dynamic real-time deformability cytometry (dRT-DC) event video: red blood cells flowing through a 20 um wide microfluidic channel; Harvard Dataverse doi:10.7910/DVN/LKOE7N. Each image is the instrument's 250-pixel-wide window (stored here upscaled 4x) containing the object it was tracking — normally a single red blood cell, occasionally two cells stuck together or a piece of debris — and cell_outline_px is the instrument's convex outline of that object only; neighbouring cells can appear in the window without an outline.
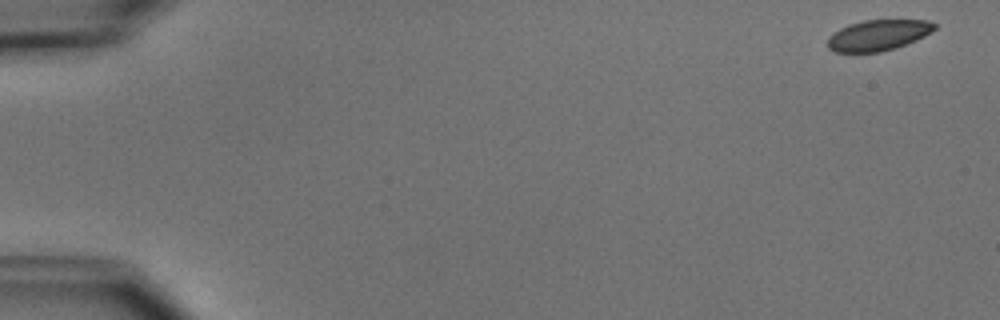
{"species": "common noctule bat (a hibernating species)", "species_latin": "Nyctalus noctula", "temperature_condition": "cold", "stored_images_in_passage": 4, "camera_frame_rate_fps": 3000, "um_per_image_px": 0.085, "animal": {"sex": "male", "body_mass_g": 15.6}, "frame": {"image": 1, "passage_image": 1, "time_ms": 0.0, "image_size_px": [1000, 320], "cell_outline_px": [[936, 28], [932, 32], [916, 40], [896, 48], [880, 52], [836, 52], [828, 48], [828, 36], [840, 28], [848, 24], [864, 20], [928, 20], [936, 24]], "centroid_in_image_um": [74.65, 2.99], "position_along_channel_um": 10.4, "area_um2": 19.25}}
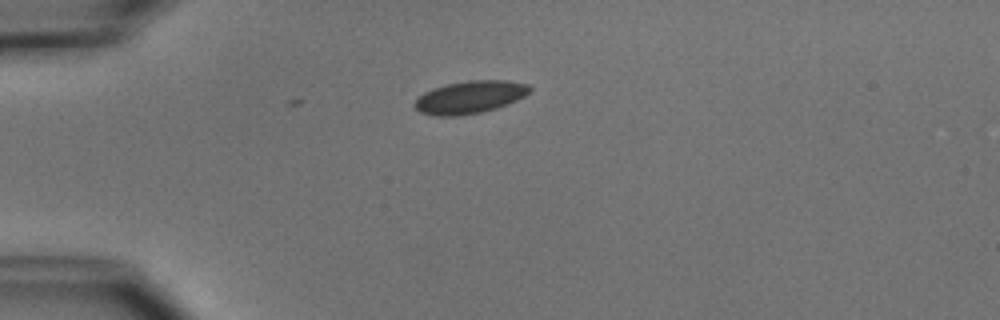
{"frame": {"image": 2, "passage_image": 2, "time_ms": 4.0, "image_size_px": [1000, 320], "cell_outline_px": [[532, 92], [516, 100], [496, 108], [480, 112], [456, 116], [436, 116], [420, 112], [412, 104], [424, 92], [432, 88], [448, 84], [468, 80], [508, 80], [528, 84], [532, 88]], "centroid_in_image_um": [39.95, 8.25], "position_along_channel_um": 45.0, "area_um2": 21.85}}